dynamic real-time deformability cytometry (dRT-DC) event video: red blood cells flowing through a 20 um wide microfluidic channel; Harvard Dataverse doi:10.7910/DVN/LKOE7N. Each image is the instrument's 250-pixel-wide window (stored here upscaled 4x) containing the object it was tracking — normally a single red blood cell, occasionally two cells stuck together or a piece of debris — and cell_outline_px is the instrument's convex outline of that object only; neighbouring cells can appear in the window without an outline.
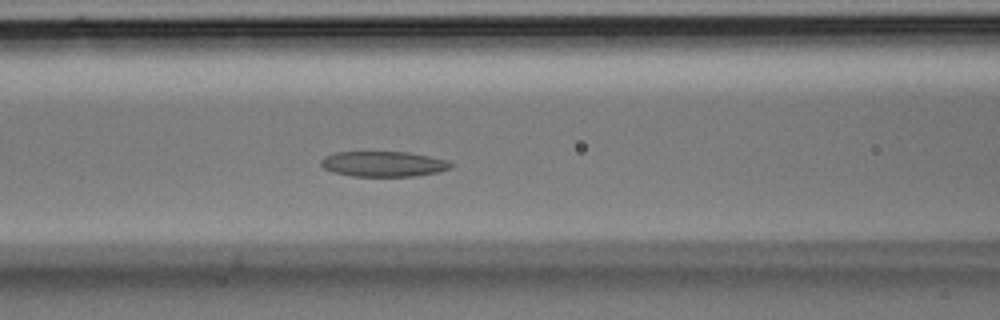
{"species": "Egyptian fruit bat (a non-hibernating species)", "species_latin": "Rousettus aegyptiacus", "temperature_condition": "room temperature", "stored_images_in_passage": 38, "camera_frame_rate_fps": 3000, "um_per_image_px": 0.085, "animal": {"sex": "male"}, "frame": {"image": 1, "passage_image": 16, "time_ms": 5.0, "image_size_px": [1000, 320], "cell_outline_px": [[452, 168], [436, 172], [416, 176], [352, 176], [332, 172], [324, 168], [320, 164], [320, 160], [324, 156], [336, 152], [408, 152], [448, 160], [452, 164]], "centroid_in_image_um": [32.57, 13.93], "position_along_channel_um": 134.0, "area_um2": 19.19}}
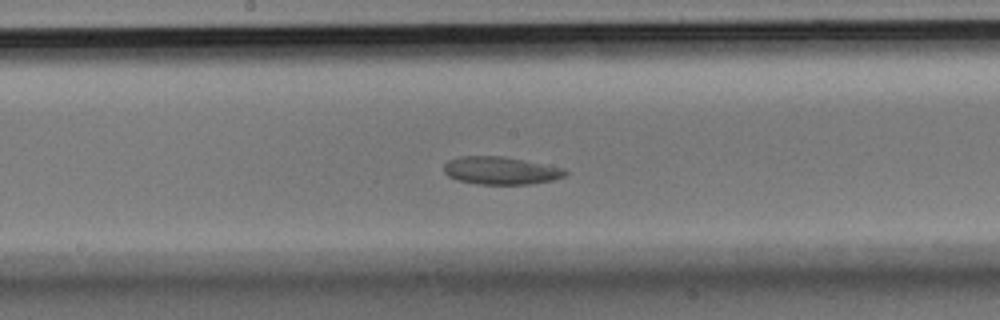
{"frame": {"image": 2, "passage_image": 20, "time_ms": 6.333, "image_size_px": [1000, 320], "cell_outline_px": [[568, 172], [564, 176], [552, 180], [532, 184], [476, 184], [456, 180], [448, 176], [444, 172], [444, 164], [448, 160], [460, 156], [504, 156], [564, 168]], "centroid_in_image_um": [42.53, 14.5], "position_along_channel_um": 205.7, "area_um2": 19.71}}
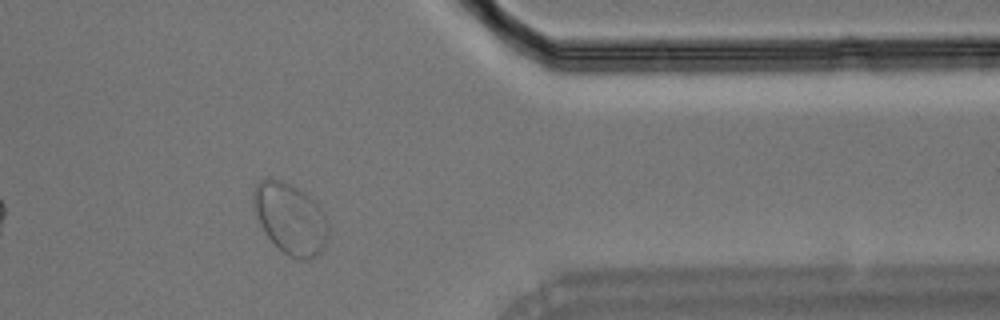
{"frame": {"image": 3, "passage_image": 31, "time_ms": 10.0, "image_size_px": [1000, 320], "cell_outline_px": [[328, 232], [324, 248], [316, 256], [308, 260], [300, 260], [288, 256], [268, 236], [260, 224], [256, 212], [252, 196], [252, 192], [256, 180], [272, 176], [292, 184], [304, 192], [320, 208], [324, 216], [328, 228]], "centroid_in_image_um": [24.65, 18.54], "position_along_channel_um": 386.8, "area_um2": 30.92}}